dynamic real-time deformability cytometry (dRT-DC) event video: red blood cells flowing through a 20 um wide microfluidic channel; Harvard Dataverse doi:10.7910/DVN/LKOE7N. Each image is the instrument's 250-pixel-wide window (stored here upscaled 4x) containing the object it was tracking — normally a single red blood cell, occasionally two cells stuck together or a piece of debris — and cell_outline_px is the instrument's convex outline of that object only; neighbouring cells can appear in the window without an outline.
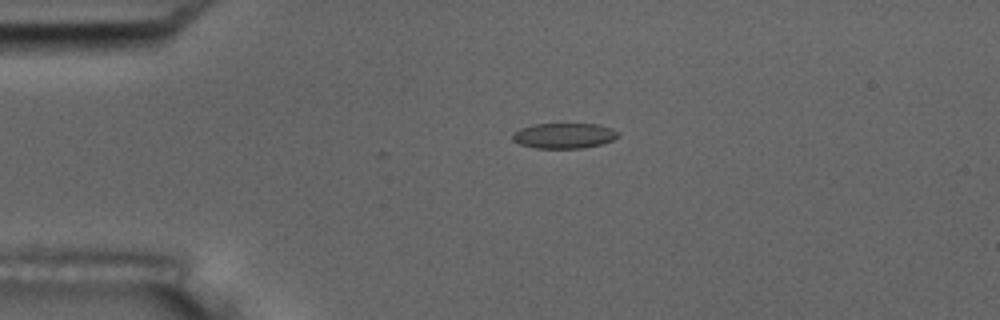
{"species": "common noctule bat (a hibernating species)", "species_latin": "Nyctalus noctula", "temperature_condition": "room temperature", "stored_images_in_passage": 4, "camera_frame_rate_fps": 3000, "um_per_image_px": 0.085, "animal": {"sex": "male", "body_mass_g": 17.5, "forearm_length_mm": 52.3}, "frame": {"image": 1, "passage_image": 3, "time_ms": 0.667, "image_size_px": [1000, 320], "cell_outline_px": [[620, 136], [612, 140], [600, 144], [584, 148], [536, 148], [520, 144], [512, 140], [512, 132], [520, 128], [532, 124], [596, 124], [612, 128], [620, 132]], "centroid_in_image_um": [47.94, 11.53], "position_along_channel_um": 37.1, "area_um2": 15.72}}